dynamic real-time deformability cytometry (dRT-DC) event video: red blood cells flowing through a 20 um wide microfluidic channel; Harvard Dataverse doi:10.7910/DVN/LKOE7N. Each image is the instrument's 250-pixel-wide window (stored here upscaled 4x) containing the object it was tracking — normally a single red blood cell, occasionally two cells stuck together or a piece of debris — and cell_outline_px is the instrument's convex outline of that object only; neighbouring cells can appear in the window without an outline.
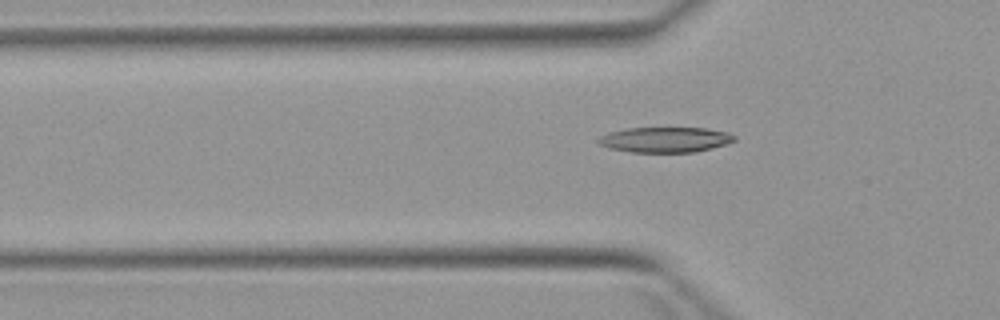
{"species": "Egyptian fruit bat (a non-hibernating species)", "species_latin": "Rousettus aegyptiacus", "temperature_condition": "warm", "stored_images_in_passage": 5, "camera_frame_rate_fps": 3000, "um_per_image_px": 0.085, "animal": {"sex": "female"}, "frame": {"image": 1, "passage_image": 5, "time_ms": 4.667, "image_size_px": [1000, 320], "cell_outline_px": [[736, 140], [728, 144], [696, 152], [628, 152], [608, 148], [600, 144], [596, 140], [600, 136], [608, 132], [628, 128], [708, 128], [728, 132], [736, 136]], "centroid_in_image_um": [56.56, 11.87], "position_along_channel_um": 69.2, "area_um2": 20.29}}